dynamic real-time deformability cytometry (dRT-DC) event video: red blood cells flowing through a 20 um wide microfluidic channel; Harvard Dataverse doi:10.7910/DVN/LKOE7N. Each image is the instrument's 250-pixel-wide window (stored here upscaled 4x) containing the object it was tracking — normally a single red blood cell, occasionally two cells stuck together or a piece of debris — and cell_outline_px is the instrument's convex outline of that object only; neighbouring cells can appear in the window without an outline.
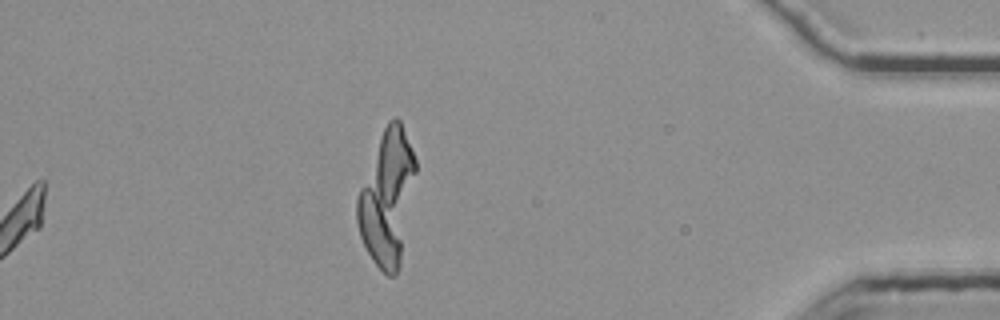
{"species": "common noctule bat (a hibernating species)", "species_latin": "Nyctalus noctula", "temperature_condition": "room temperature", "stored_images_in_passage": 48, "camera_frame_rate_fps": 3000, "um_per_image_px": 0.085, "animal": {"sex": "female", "body_mass_g": 25.1}, "frame": {"image": 1, "passage_image": 48, "time_ms": 15.667, "image_size_px": [1000, 320], "cell_outline_px": [[416, 172], [400, 264], [396, 276], [388, 276], [372, 260], [360, 236], [356, 220], [356, 200], [360, 188], [380, 136], [388, 120], [396, 116], [400, 120], [416, 160]], "centroid_in_image_um": [32.9, 16.81], "position_along_channel_um": 402.3, "area_um2": 45.2}}